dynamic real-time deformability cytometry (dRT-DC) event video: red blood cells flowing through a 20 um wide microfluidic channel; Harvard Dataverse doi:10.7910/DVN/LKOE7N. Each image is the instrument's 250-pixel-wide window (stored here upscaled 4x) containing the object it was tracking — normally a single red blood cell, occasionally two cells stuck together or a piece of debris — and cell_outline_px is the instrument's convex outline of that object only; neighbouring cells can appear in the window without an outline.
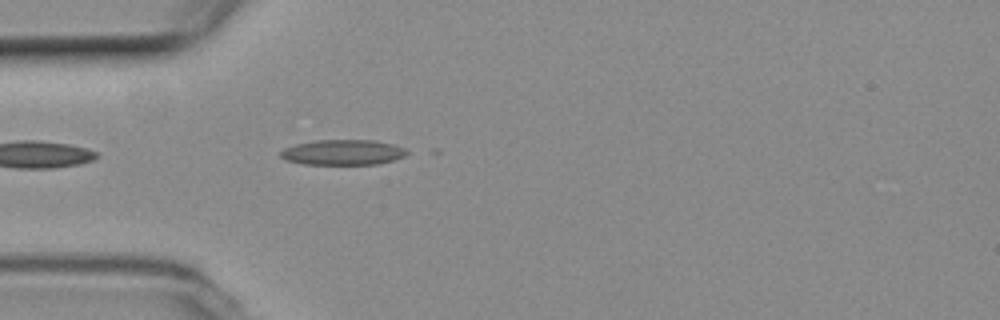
{"species": "common noctule bat (a hibernating species)", "species_latin": "Nyctalus noctula", "temperature_condition": "room temperature", "stored_images_in_passage": 5, "camera_frame_rate_fps": 3000, "um_per_image_px": 0.085, "animal": {"sex": "female", "body_mass_g": 19.3, "forearm_length_mm": 54.1}, "frame": {"image": 1, "passage_image": 2, "time_ms": 0.333, "image_size_px": [1000, 320], "cell_outline_px": [[408, 152], [404, 156], [392, 160], [376, 164], [304, 164], [284, 160], [280, 156], [280, 152], [284, 148], [296, 144], [316, 140], [372, 140], [392, 144], [404, 148]], "centroid_in_image_um": [29.1, 12.95], "position_along_channel_um": 55.9, "area_um2": 18.5}}